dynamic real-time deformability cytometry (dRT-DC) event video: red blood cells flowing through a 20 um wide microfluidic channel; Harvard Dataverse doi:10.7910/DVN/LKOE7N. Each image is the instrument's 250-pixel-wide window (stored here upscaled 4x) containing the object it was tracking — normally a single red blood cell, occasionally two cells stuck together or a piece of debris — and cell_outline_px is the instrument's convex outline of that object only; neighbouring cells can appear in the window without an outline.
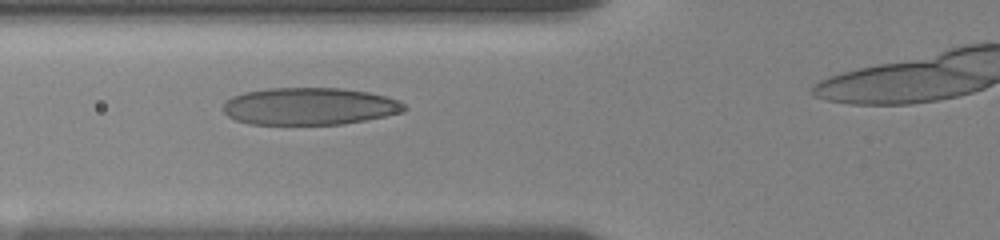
{"species": "human", "species_latin": "Homo sapiens", "temperature_condition": "room temperature", "stored_images_in_passage": 4, "camera_frame_rate_fps": 3000, "um_per_image_px": 0.085, "donor": {"sex": "female"}, "frame": {"image": 1, "passage_image": 3, "time_ms": 1.667, "image_size_px": [1000, 240], "cell_outline_px": [[408, 108], [404, 112], [344, 124], [248, 124], [236, 120], [228, 116], [224, 112], [224, 104], [232, 96], [244, 92], [268, 88], [340, 88], [368, 92], [400, 100]], "centroid_in_image_um": [26.32, 9.03], "position_along_channel_um": 99.5, "area_um2": 39.3}}
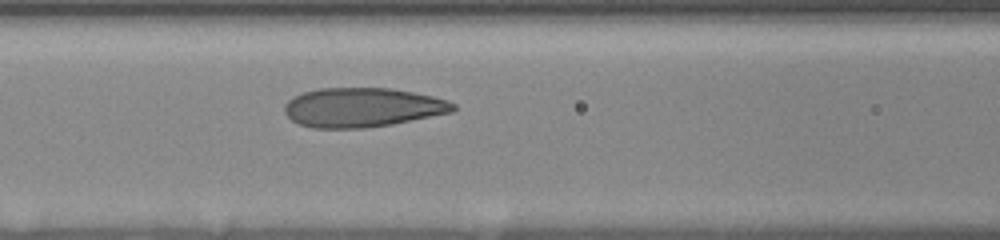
{"frame": {"image": 2, "passage_image": 4, "time_ms": 2.667, "image_size_px": [1000, 240], "cell_outline_px": [[456, 108], [452, 112], [392, 124], [364, 128], [312, 128], [300, 124], [292, 120], [284, 112], [284, 104], [292, 96], [304, 92], [320, 88], [392, 88], [432, 96], [448, 100], [456, 104]], "centroid_in_image_um": [30.79, 9.13], "position_along_channel_um": 135.8, "area_um2": 38.67}}